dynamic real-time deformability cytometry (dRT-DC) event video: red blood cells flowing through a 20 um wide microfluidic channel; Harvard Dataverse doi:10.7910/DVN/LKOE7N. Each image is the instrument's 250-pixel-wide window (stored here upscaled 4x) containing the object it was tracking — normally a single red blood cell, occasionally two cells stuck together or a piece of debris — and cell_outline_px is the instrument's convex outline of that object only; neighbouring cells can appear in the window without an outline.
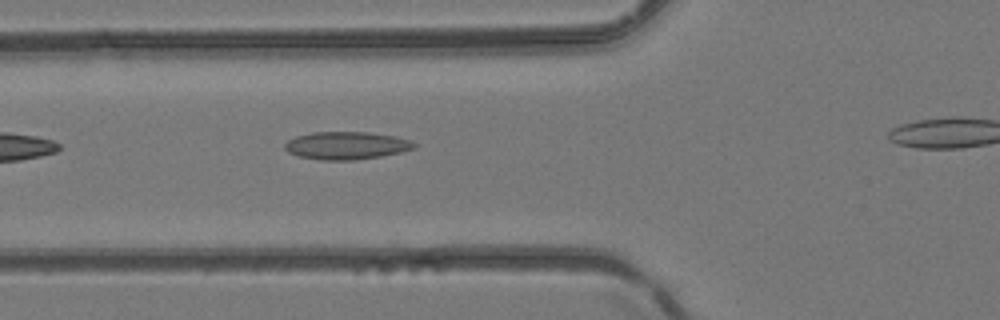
{"species": "common noctule bat (a hibernating species)", "species_latin": "Nyctalus noctula", "temperature_condition": "room temperature", "stored_images_in_passage": 4, "camera_frame_rate_fps": 3000, "um_per_image_px": 0.085, "animal": {"sex": "female", "body_mass_g": 24.6, "forearm_length_mm": 56.2}, "frame": {"image": 1, "passage_image": 3, "time_ms": 0.667, "image_size_px": [1000, 320], "cell_outline_px": [[416, 148], [400, 152], [380, 156], [356, 160], [320, 160], [300, 156], [288, 152], [284, 148], [284, 144], [288, 140], [296, 136], [312, 132], [368, 132], [396, 136], [408, 140], [416, 144]], "centroid_in_image_um": [29.43, 12.37], "position_along_channel_um": 96.4, "area_um2": 20.87}}